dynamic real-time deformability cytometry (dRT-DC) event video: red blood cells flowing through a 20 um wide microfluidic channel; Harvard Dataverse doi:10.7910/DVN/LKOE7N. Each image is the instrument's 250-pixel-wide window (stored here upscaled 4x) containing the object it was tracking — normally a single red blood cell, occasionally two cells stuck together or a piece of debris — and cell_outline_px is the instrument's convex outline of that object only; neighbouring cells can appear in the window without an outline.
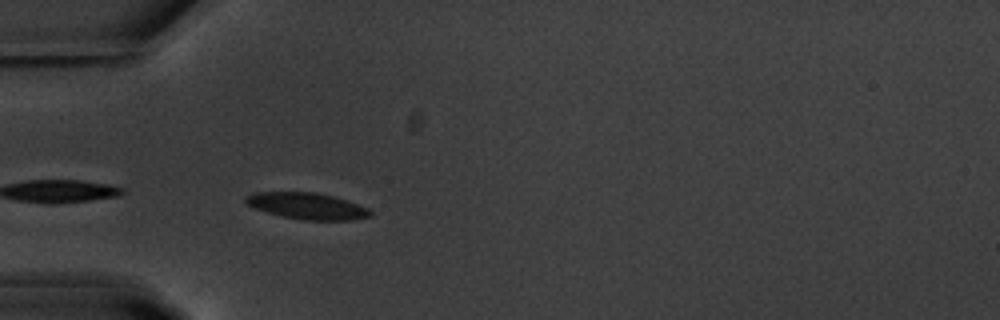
{"species": "common noctule bat (a hibernating species)", "species_latin": "Nyctalus noctula", "temperature_condition": "warm", "stored_images_in_passage": 6, "camera_frame_rate_fps": 3000, "um_per_image_px": 0.085, "animal": {"sex": "male", "body_mass_g": 20.1, "forearm_length_mm": 53.5}, "frame": {"image": 1, "passage_image": 2, "time_ms": 0.333, "image_size_px": [1000, 320], "cell_outline_px": [[372, 216], [352, 220], [304, 220], [284, 216], [268, 212], [256, 208], [248, 204], [244, 200], [244, 196], [256, 192], [316, 192], [332, 196], [368, 208], [372, 212]], "centroid_in_image_um": [26.11, 17.5], "position_along_channel_um": 58.9, "area_um2": 18.9}}